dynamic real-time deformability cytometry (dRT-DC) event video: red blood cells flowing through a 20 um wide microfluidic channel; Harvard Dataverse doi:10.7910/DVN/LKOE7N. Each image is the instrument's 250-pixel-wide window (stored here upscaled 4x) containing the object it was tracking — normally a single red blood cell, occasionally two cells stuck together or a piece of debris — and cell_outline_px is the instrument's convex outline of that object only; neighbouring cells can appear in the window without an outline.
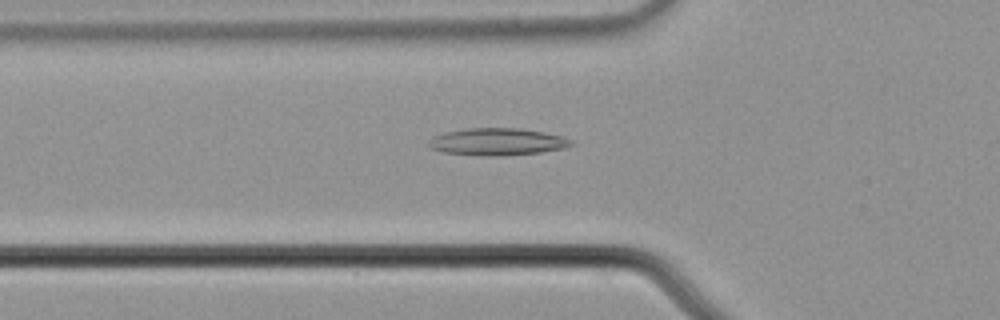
{"species": "common noctule bat (a hibernating species)", "species_latin": "Nyctalus noctula", "temperature_condition": "cold", "stored_images_in_passage": 56, "camera_frame_rate_fps": 3000, "um_per_image_px": 0.085, "animal": {"sex": "male", "body_mass_g": 21.5, "forearm_length_mm": 52.0}, "frame": {"image": 1, "passage_image": 20, "time_ms": 6.333, "image_size_px": [1000, 320], "cell_outline_px": [[576, 144], [564, 148], [540, 152], [496, 156], [480, 156], [444, 152], [428, 148], [428, 140], [432, 136], [444, 132], [468, 128], [520, 128], [544, 132], [560, 136], [572, 140]], "centroid_in_image_um": [42.23, 12.05], "position_along_channel_um": 83.6, "area_um2": 22.72}}
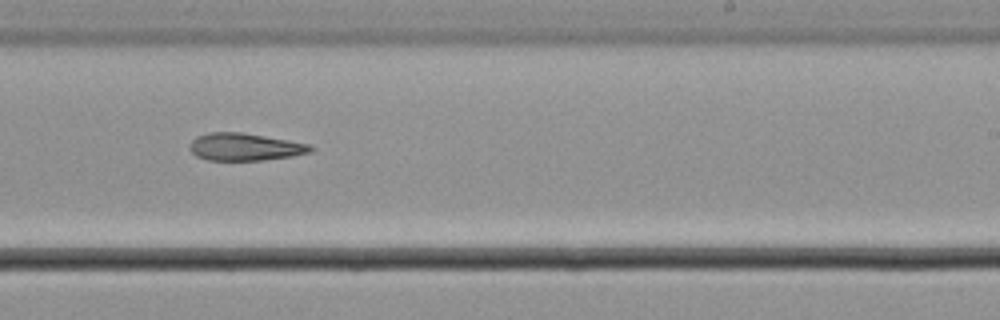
{"frame": {"image": 2, "passage_image": 35, "time_ms": 11.333, "image_size_px": [1000, 320], "cell_outline_px": [[316, 148], [312, 152], [292, 156], [264, 160], [208, 160], [196, 156], [188, 148], [192, 140], [196, 136], [208, 132], [240, 132], [288, 140], [308, 144]], "centroid_in_image_um": [20.8, 12.49], "position_along_channel_um": 268.2, "area_um2": 19.36}}
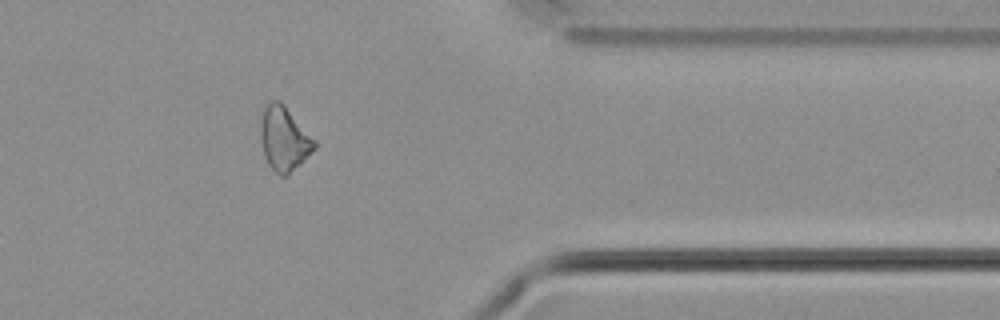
{"frame": {"image": 3, "passage_image": 46, "time_ms": 15.0, "image_size_px": [1000, 320], "cell_outline_px": [[316, 148], [300, 164], [284, 176], [280, 176], [268, 164], [264, 156], [260, 136], [260, 124], [264, 108], [272, 100], [280, 100], [284, 104], [316, 140]], "centroid_in_image_um": [24.15, 11.78], "position_along_channel_um": 387.2, "area_um2": 20.06}, "authors_computed_cell_mechanics": {"area_um2": 21.0103, "velocity_mm_per_s": 3.6908, "shape_relaxation_time_tau1_ms": 5.9589, "shape_relaxation_time_tau2_ms": 8.1857, "deformation_change_tau1": 0.1209, "deformation_change_tau2": 0.2031}}